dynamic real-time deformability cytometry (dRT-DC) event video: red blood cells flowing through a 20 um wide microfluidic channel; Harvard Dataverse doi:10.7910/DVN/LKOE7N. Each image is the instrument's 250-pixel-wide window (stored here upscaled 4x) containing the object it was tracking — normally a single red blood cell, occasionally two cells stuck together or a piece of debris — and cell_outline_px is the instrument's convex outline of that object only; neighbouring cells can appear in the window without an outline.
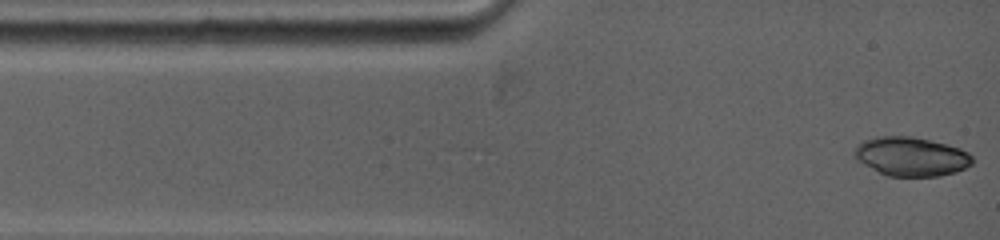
{"species": "common noctule bat (a hibernating species)", "species_latin": "Nyctalus noctula", "temperature_condition": "warm", "stored_images_in_passage": 49, "camera_frame_rate_fps": 5000, "um_per_image_px": 0.085, "animal": {"sex": "female", "body_mass_g": 19.0, "forearm_length_mm": 53.3}, "frame": {"image": 1, "passage_image": 1, "time_ms": 0.0, "image_size_px": [1000, 240], "cell_outline_px": [[972, 164], [956, 172], [940, 176], [888, 176], [864, 164], [852, 156], [852, 152], [856, 144], [864, 140], [880, 136], [912, 136], [948, 144], [960, 148], [968, 152], [972, 156]], "centroid_in_image_um": [77.43, 13.29], "position_along_channel_um": 7.6, "area_um2": 26.93}}
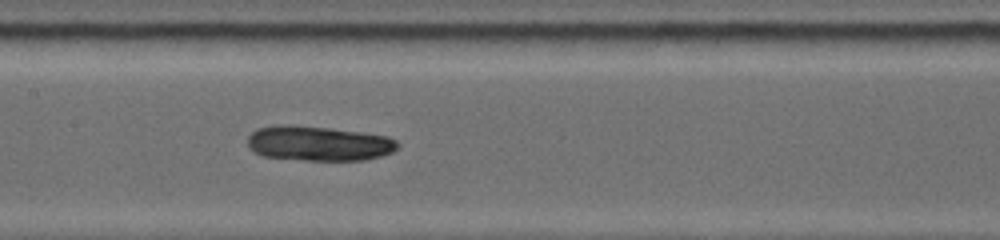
{"frame": {"image": 2, "passage_image": 27, "time_ms": 5.6, "image_size_px": [1000, 240], "cell_outline_px": [[400, 144], [392, 152], [368, 160], [304, 160], [264, 156], [252, 152], [248, 148], [248, 136], [256, 128], [276, 124], [292, 124], [328, 128], [360, 132], [388, 136], [396, 140]], "centroid_in_image_um": [27.04, 12.18], "position_along_channel_um": 180.4, "area_um2": 30.75}}
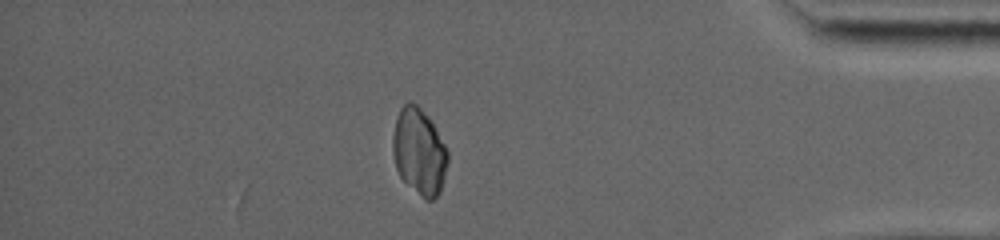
{"frame": {"image": 3, "passage_image": 49, "time_ms": 12.2, "image_size_px": [1000, 240], "cell_outline_px": [[448, 160], [440, 192], [432, 200], [424, 200], [400, 176], [396, 168], [392, 152], [392, 136], [396, 116], [400, 108], [408, 100], [416, 104], [428, 116], [444, 144], [448, 152]], "centroid_in_image_um": [35.6, 12.87], "position_along_channel_um": 399.6, "area_um2": 27.63}}